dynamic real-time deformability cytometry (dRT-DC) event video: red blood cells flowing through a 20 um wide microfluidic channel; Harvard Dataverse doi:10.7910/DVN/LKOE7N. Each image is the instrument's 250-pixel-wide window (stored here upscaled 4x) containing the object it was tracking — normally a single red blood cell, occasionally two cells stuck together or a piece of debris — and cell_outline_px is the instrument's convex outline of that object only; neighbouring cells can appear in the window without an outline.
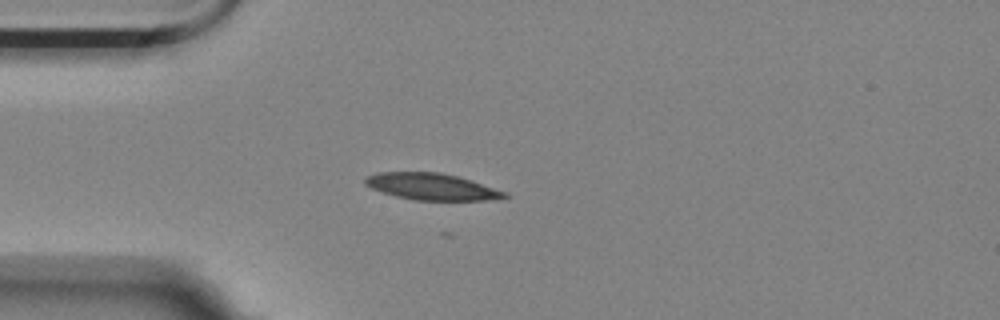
{"species": "Egyptian fruit bat (a non-hibernating species)", "species_latin": "Rousettus aegyptiacus", "temperature_condition": "room temperature", "stored_images_in_passage": 2, "camera_frame_rate_fps": 3000, "um_per_image_px": 0.085, "animal": {"sex": "female"}, "frame": {"image": 1, "passage_image": 1, "time_ms": 0.0, "image_size_px": [1000, 320], "cell_outline_px": [[508, 196], [484, 200], [416, 200], [396, 196], [372, 188], [364, 184], [364, 176], [380, 172], [440, 172], [472, 180], [508, 192]], "centroid_in_image_um": [36.68, 15.85], "position_along_channel_um": 48.3, "area_um2": 21.5}}